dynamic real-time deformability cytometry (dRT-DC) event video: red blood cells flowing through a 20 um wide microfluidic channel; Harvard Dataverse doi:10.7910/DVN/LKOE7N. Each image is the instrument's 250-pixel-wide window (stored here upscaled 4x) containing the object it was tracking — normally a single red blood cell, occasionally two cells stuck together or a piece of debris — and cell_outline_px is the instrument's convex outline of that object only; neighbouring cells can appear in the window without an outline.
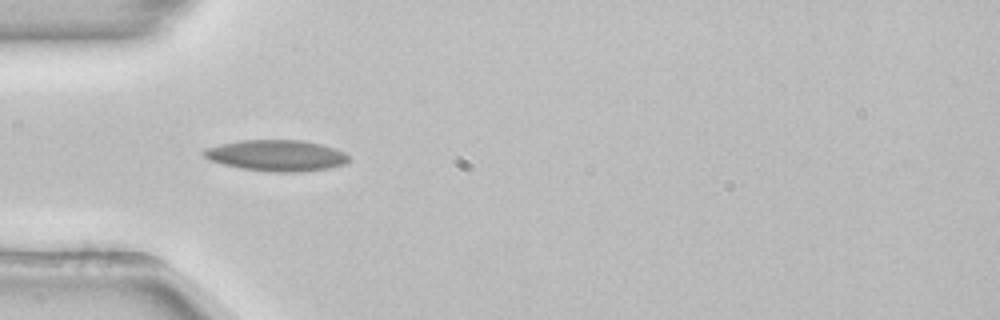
{"species": "common noctule bat (a hibernating species)", "species_latin": "Nyctalus noctula", "temperature_condition": "room temperature", "stored_images_in_passage": 24, "camera_frame_rate_fps": 3000, "um_per_image_px": 0.085, "animal": {"sex": "female", "body_mass_g": 22.7, "forearm_length_mm": 54.2}, "frame": {"image": 1, "passage_image": 4, "time_ms": 1.0, "image_size_px": [1000, 320], "cell_outline_px": [[348, 160], [344, 164], [328, 168], [296, 172], [276, 172], [244, 168], [224, 164], [212, 160], [204, 156], [204, 148], [244, 140], [304, 140], [320, 144], [344, 152], [348, 156]], "centroid_in_image_um": [23.53, 13.21], "position_along_channel_um": 61.5, "area_um2": 25.66}}